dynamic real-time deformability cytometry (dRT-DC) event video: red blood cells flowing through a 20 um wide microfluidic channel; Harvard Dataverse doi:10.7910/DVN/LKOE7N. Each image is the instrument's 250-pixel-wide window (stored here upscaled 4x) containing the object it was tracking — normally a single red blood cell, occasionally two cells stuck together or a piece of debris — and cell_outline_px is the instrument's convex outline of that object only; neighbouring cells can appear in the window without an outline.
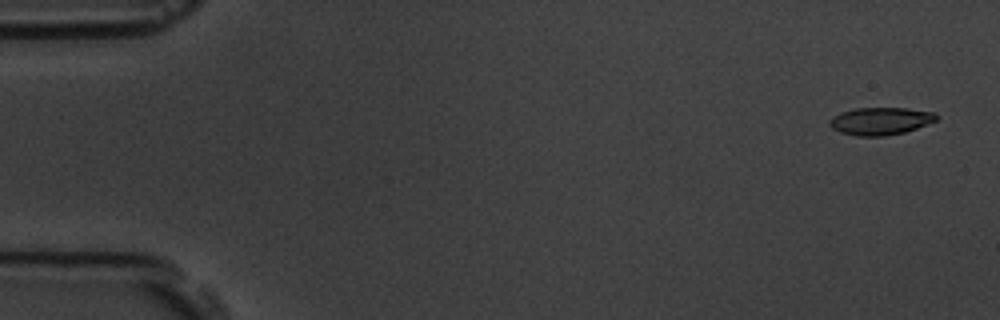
{"species": "common noctule bat (a hibernating species)", "species_latin": "Nyctalus noctula", "temperature_condition": "room temperature", "stored_images_in_passage": 5, "camera_frame_rate_fps": 3000, "um_per_image_px": 0.085, "animal": {"sex": "male", "body_mass_g": 19.5, "forearm_length_mm": 54.6}, "frame": {"image": 1, "passage_image": 1, "time_ms": 0.0, "image_size_px": [1000, 320], "cell_outline_px": [[940, 116], [936, 120], [916, 128], [904, 132], [884, 136], [856, 136], [840, 132], [832, 128], [828, 124], [828, 120], [832, 116], [840, 112], [856, 108], [904, 108], [936, 112]], "centroid_in_image_um": [74.81, 10.28], "position_along_channel_um": 10.2, "area_um2": 17.22}}
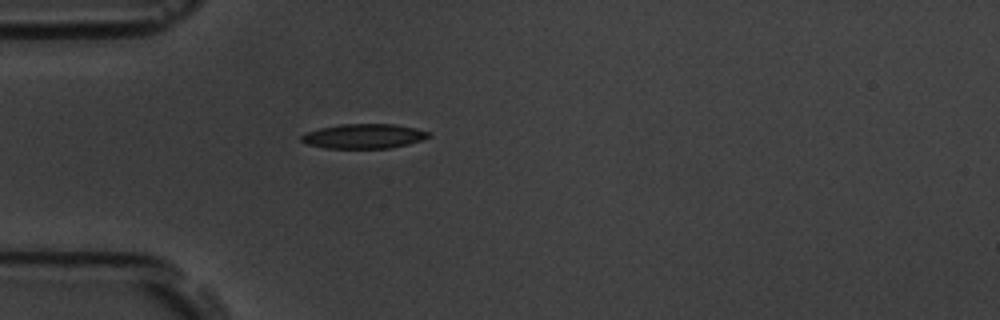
{"frame": {"image": 2, "passage_image": 5, "time_ms": 4.667, "image_size_px": [1000, 320], "cell_outline_px": [[432, 136], [408, 144], [392, 148], [324, 148], [308, 144], [300, 140], [300, 136], [308, 132], [320, 128], [340, 124], [392, 124], [416, 128], [428, 132]], "centroid_in_image_um": [30.92, 11.58], "position_along_channel_um": 54.1, "area_um2": 18.15}}